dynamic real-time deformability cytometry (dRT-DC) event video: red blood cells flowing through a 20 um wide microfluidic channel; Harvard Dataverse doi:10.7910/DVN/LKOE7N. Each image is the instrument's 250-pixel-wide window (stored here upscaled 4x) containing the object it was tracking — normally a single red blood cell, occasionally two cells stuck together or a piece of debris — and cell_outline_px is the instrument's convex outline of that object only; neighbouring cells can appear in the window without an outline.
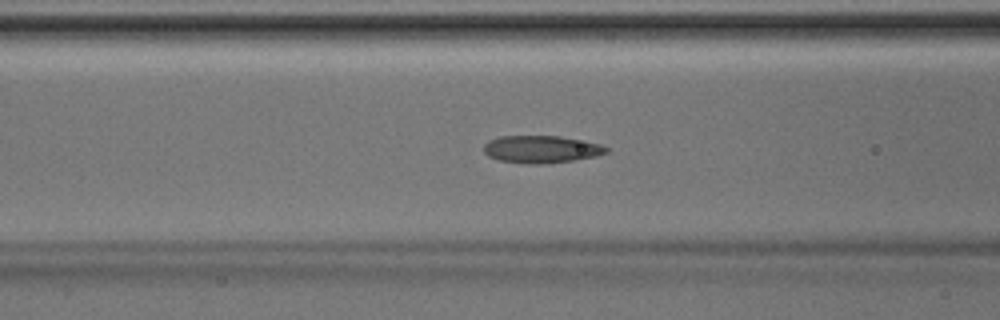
{"species": "Egyptian fruit bat (a non-hibernating species)", "species_latin": "Rousettus aegyptiacus", "temperature_condition": "room temperature", "stored_images_in_passage": 46, "camera_frame_rate_fps": 3000, "um_per_image_px": 0.085, "animal": {"sex": "male"}, "frame": {"image": 1, "passage_image": 18, "time_ms": 5.667, "image_size_px": [1000, 320], "cell_outline_px": [[608, 152], [596, 156], [572, 160], [540, 164], [532, 164], [500, 160], [488, 156], [484, 152], [484, 144], [488, 140], [500, 136], [560, 136], [600, 144], [608, 148]], "centroid_in_image_um": [45.99, 12.68], "position_along_channel_um": 120.6, "area_um2": 19.36}}
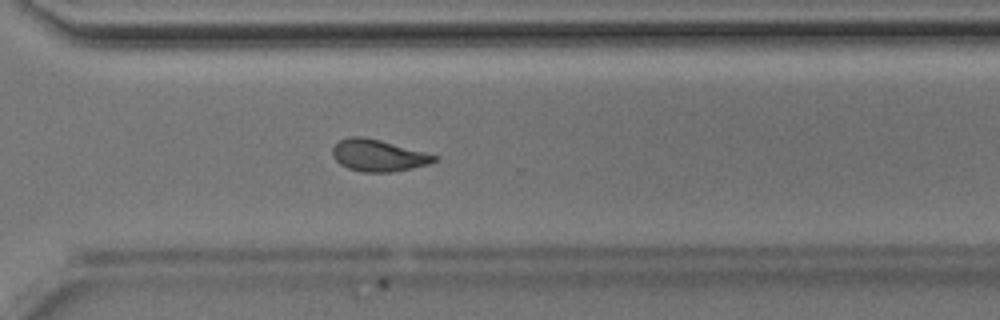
{"frame": {"image": 2, "passage_image": 33, "time_ms": 10.667, "image_size_px": [1000, 320], "cell_outline_px": [[440, 156], [436, 160], [428, 164], [412, 168], [392, 172], [364, 172], [348, 168], [340, 164], [332, 156], [332, 148], [340, 140], [348, 136], [364, 136], [380, 140]], "centroid_in_image_um": [32.14, 13.21], "position_along_channel_um": 338.5, "area_um2": 18.84}}
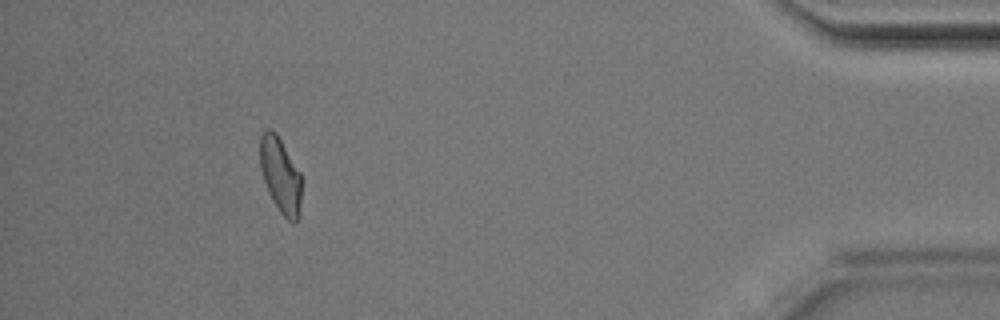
{"frame": {"image": 3, "passage_image": 42, "time_ms": 13.667, "image_size_px": [1000, 320], "cell_outline_px": [[300, 216], [292, 224], [280, 212], [272, 200], [268, 192], [260, 168], [260, 136], [268, 128], [272, 128], [276, 132], [300, 172]], "centroid_in_image_um": [23.83, 14.89], "position_along_channel_um": 411.4, "area_um2": 18.15}}